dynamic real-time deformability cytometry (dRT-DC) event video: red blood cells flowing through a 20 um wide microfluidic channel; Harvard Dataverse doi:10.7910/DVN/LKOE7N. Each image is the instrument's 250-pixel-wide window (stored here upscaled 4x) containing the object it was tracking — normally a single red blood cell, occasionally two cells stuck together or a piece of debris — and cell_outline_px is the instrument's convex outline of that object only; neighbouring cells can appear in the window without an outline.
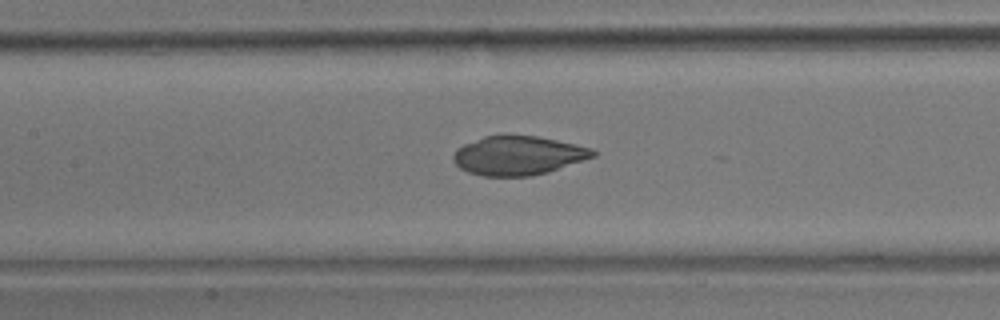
{"species": "common noctule bat (a hibernating species)", "species_latin": "Nyctalus noctula", "temperature_condition": "room temperature", "stored_images_in_passage": 32, "camera_frame_rate_fps": 3000, "um_per_image_px": 0.085, "animal": {"sex": "male", "body_mass_g": 17.9}, "frame": {"image": 1, "passage_image": 24, "time_ms": 7.667, "image_size_px": [1000, 320], "cell_outline_px": [[600, 152], [596, 156], [548, 172], [532, 176], [484, 176], [468, 172], [460, 168], [452, 160], [452, 156], [456, 148], [464, 144], [484, 136], [536, 136], [556, 140], [592, 148]], "centroid_in_image_um": [44.05, 13.23], "position_along_channel_um": 163.4, "area_um2": 31.67}}